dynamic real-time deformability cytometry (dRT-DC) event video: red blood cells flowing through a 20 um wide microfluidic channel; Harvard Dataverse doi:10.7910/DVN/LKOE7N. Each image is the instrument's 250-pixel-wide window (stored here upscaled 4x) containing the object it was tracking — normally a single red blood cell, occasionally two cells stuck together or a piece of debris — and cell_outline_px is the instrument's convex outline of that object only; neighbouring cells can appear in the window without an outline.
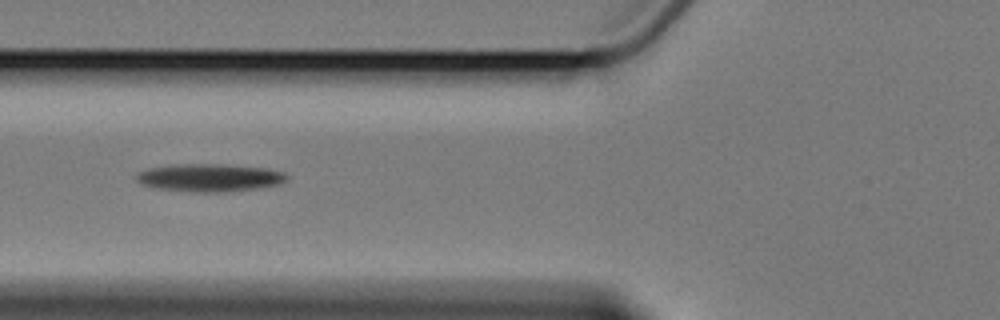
{"species": "Egyptian fruit bat (a non-hibernating species)", "species_latin": "Rousettus aegyptiacus", "temperature_condition": "cold", "stored_images_in_passage": 7, "camera_frame_rate_fps": 3000, "um_per_image_px": 0.085, "animal": {"sex": "female"}, "frame": {"image": 1, "passage_image": 2, "time_ms": 1.333, "image_size_px": [1000, 320], "cell_outline_px": [[288, 180], [280, 184], [260, 188], [224, 192], [192, 192], [156, 188], [144, 184], [136, 180], [136, 172], [148, 168], [168, 164], [220, 164], [264, 168], [284, 172], [288, 176]], "centroid_in_image_um": [17.81, 15.1], "position_along_channel_um": 108.0, "area_um2": 24.57}}
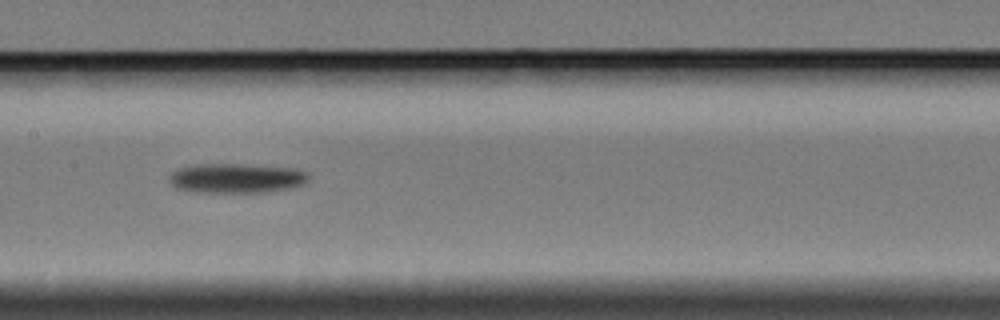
{"frame": {"image": 2, "passage_image": 4, "time_ms": 3.667, "image_size_px": [1000, 320], "cell_outline_px": [[308, 180], [304, 184], [288, 188], [268, 192], [196, 192], [176, 188], [172, 184], [172, 172], [180, 168], [204, 164], [240, 164], [292, 168], [308, 172]], "centroid_in_image_um": [20.15, 15.15], "position_along_channel_um": 187.3, "area_um2": 23.64}}
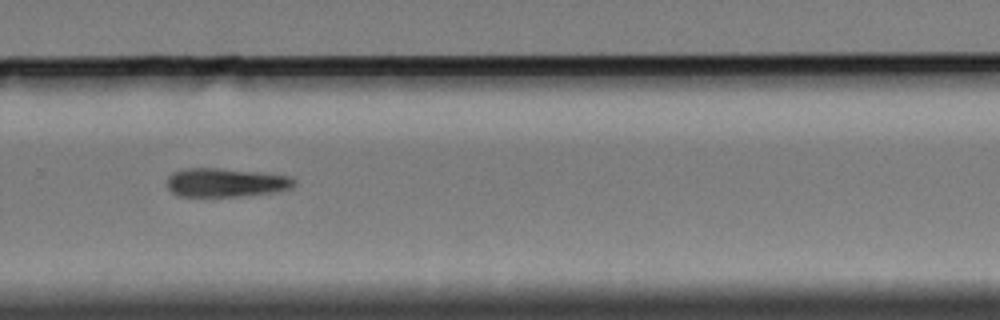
{"frame": {"image": 3, "passage_image": 7, "time_ms": 7.333, "image_size_px": [1000, 320], "cell_outline_px": [[296, 184], [292, 188], [276, 192], [240, 196], [176, 196], [168, 188], [168, 176], [172, 172], [184, 168], [220, 168], [256, 172], [288, 176], [296, 180]], "centroid_in_image_um": [19.18, 15.52], "position_along_channel_um": 310.6, "area_um2": 21.33}}